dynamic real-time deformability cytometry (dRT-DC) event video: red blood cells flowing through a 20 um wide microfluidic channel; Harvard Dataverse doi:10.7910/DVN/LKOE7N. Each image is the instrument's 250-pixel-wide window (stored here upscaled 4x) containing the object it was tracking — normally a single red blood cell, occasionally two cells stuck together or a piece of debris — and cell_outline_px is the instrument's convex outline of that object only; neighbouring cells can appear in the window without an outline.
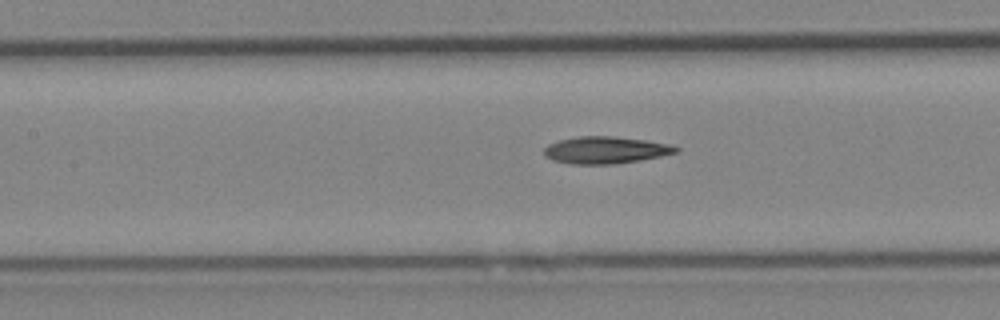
{"species": "Egyptian fruit bat (a non-hibernating species)", "species_latin": "Rousettus aegyptiacus", "temperature_condition": "cold", "stored_images_in_passage": 7, "camera_frame_rate_fps": 3000, "um_per_image_px": 0.085, "animal": {"sex": "female"}, "frame": {"image": 1, "passage_image": 7, "time_ms": 8.0, "image_size_px": [1000, 320], "cell_outline_px": [[680, 148], [676, 152], [660, 156], [640, 160], [616, 164], [568, 164], [552, 160], [544, 156], [544, 148], [548, 144], [560, 140], [580, 136], [612, 136], [648, 140], [668, 144]], "centroid_in_image_um": [51.44, 12.76], "position_along_channel_um": 156.0, "area_um2": 20.81}}